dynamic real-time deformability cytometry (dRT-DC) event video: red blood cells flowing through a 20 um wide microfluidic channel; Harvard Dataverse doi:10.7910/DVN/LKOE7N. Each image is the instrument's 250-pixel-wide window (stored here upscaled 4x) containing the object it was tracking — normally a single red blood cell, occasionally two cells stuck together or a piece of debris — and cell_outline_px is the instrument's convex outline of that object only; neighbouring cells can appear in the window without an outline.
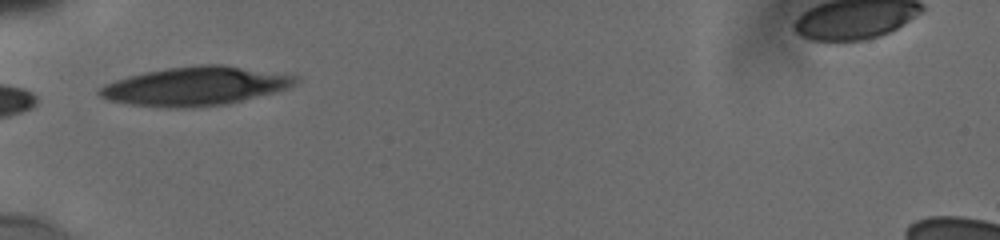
{"species": "human", "species_latin": "Homo sapiens", "temperature_condition": "cold", "stored_images_in_passage": 3, "camera_frame_rate_fps": 3000, "um_per_image_px": 0.085, "donor": {"sex": "male"}, "frame": {"image": 1, "passage_image": 1, "time_ms": 0.0, "image_size_px": [1000, 240], "cell_outline_px": [[300, 80], [288, 88], [224, 104], [180, 108], [176, 108], [128, 104], [108, 100], [100, 96], [96, 92], [96, 88], [104, 84], [128, 76], [144, 72], [168, 68], [196, 64], [220, 64], [296, 76]], "centroid_in_image_um": [16.51, 7.31], "position_along_channel_um": 68.5, "area_um2": 43.7}}